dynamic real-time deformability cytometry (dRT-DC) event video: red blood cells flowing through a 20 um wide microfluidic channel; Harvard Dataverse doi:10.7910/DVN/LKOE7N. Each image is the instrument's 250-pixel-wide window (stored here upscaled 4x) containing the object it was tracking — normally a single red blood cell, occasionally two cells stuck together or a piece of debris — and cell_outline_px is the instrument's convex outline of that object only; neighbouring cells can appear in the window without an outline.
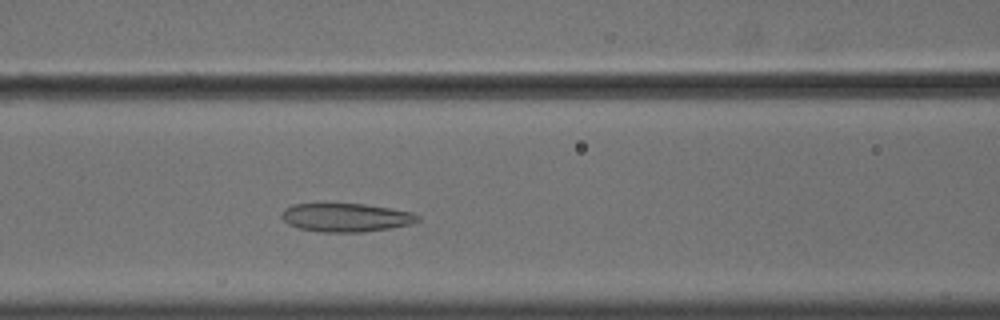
{"species": "common noctule bat (a hibernating species)", "species_latin": "Nyctalus noctula", "temperature_condition": "cold", "stored_images_in_passage": 47, "camera_frame_rate_fps": 3000, "um_per_image_px": 0.085, "animal": {"sex": "male", "body_mass_g": 18.8}, "frame": {"image": 1, "passage_image": 16, "time_ms": 5.0, "image_size_px": [1000, 320], "cell_outline_px": [[420, 220], [412, 224], [364, 232], [324, 232], [300, 228], [288, 224], [280, 216], [284, 208], [292, 204], [364, 204], [412, 212], [420, 216]], "centroid_in_image_um": [29.41, 18.49], "position_along_channel_um": 137.2, "area_um2": 22.48}}
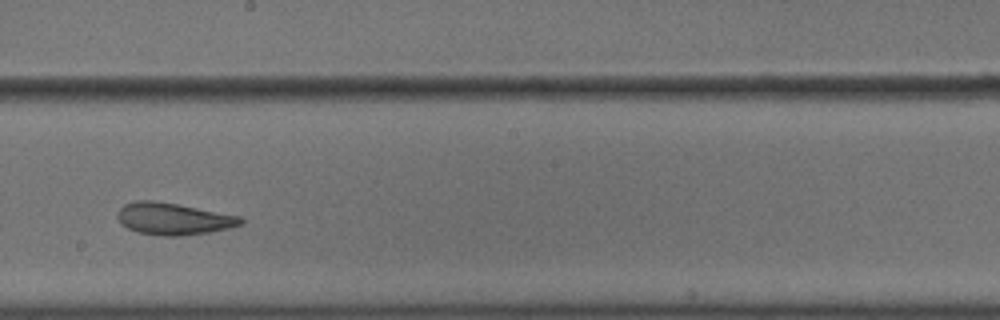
{"frame": {"image": 2, "passage_image": 24, "time_ms": 7.667, "image_size_px": [1000, 320], "cell_outline_px": [[244, 224], [228, 228], [208, 232], [180, 236], [164, 236], [136, 232], [120, 224], [116, 216], [116, 212], [124, 204], [136, 200], [152, 200], [176, 204], [240, 216], [244, 220]], "centroid_in_image_um": [14.69, 18.6], "position_along_channel_um": 233.5, "area_um2": 22.95}}
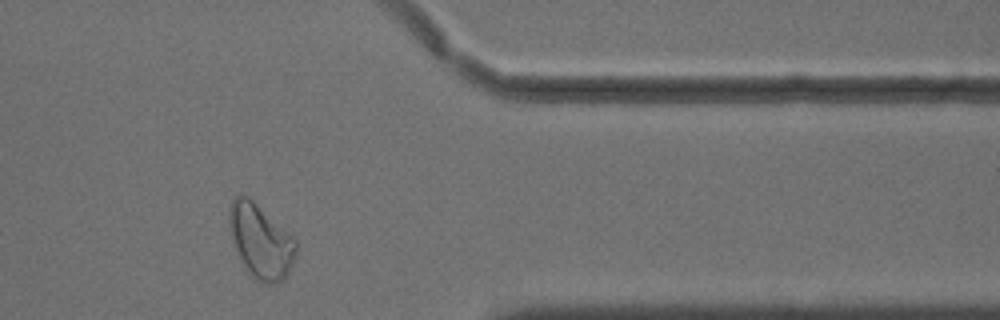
{"frame": {"image": 3, "passage_image": 38, "time_ms": 12.333, "image_size_px": [1000, 320], "cell_outline_px": [[296, 252], [288, 276], [280, 280], [260, 280], [240, 260], [236, 252], [228, 228], [228, 208], [232, 200], [236, 196], [244, 196], [252, 200], [292, 236], [296, 240]], "centroid_in_image_um": [22.12, 20.43], "position_along_channel_um": 389.3, "area_um2": 27.8}, "authors_computed_cell_mechanics": {"area_um2": 25.432, "velocity_mm_per_s": 3.6096, "shape_relaxation_time_tau1_ms": null, "shape_relaxation_time_tau2_ms": 2.2927, "deformation_change_tau1": null, "deformation_change_tau2": 0.0904}}